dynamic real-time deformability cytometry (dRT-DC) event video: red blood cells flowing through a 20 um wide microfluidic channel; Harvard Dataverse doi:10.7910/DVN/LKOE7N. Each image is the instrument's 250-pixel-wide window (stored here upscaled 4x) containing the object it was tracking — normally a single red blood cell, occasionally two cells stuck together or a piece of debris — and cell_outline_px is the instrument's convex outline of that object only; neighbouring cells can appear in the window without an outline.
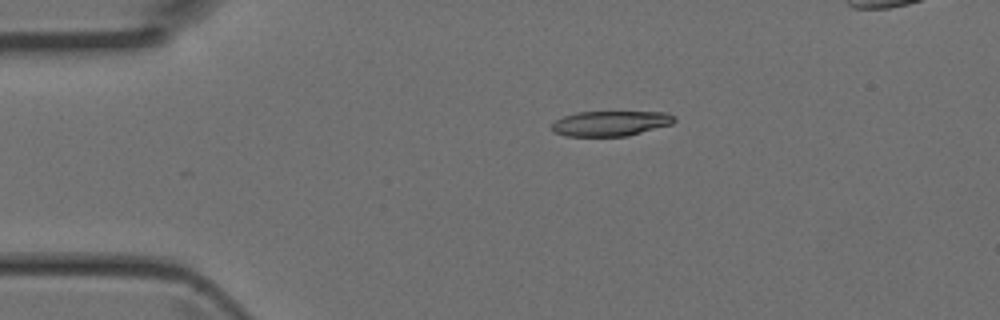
{"species": "Egyptian fruit bat (a non-hibernating species)", "species_latin": "Rousettus aegyptiacus", "temperature_condition": "room temperature", "stored_images_in_passage": 2, "camera_frame_rate_fps": 3000, "um_per_image_px": 0.085, "animal": {"sex": "female"}, "frame": {"image": 1, "passage_image": 1, "time_ms": 0.0, "image_size_px": [1000, 320], "cell_outline_px": [[676, 120], [672, 124], [628, 136], [564, 136], [552, 132], [552, 124], [556, 120], [564, 116], [576, 112], [668, 112], [676, 116]], "centroid_in_image_um": [51.91, 10.49], "position_along_channel_um": 33.1, "area_um2": 18.09}}